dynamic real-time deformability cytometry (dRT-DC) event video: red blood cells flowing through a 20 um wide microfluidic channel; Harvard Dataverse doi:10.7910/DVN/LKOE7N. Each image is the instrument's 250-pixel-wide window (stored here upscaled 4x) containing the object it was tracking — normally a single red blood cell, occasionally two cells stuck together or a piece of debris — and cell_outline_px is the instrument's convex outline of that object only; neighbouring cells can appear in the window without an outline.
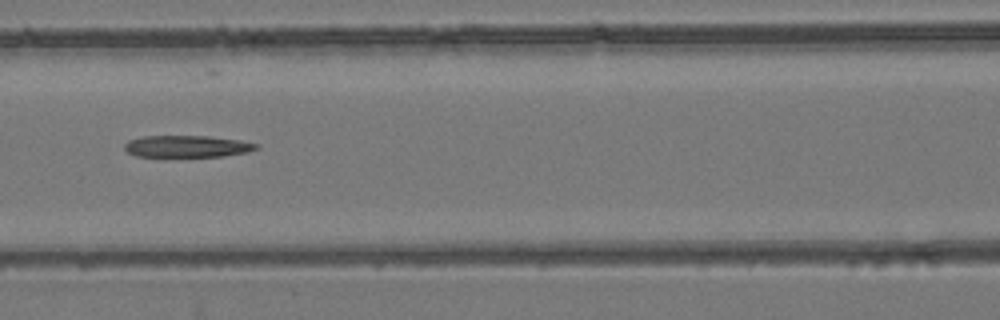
{"species": "common noctule bat (a hibernating species)", "species_latin": "Nyctalus noctula", "temperature_condition": "room temperature", "stored_images_in_passage": 6, "camera_frame_rate_fps": 3000, "um_per_image_px": 0.085, "animal": {"sex": "female", "body_mass_g": 24.6, "forearm_length_mm": 56.2}, "frame": {"image": 1, "passage_image": 6, "time_ms": 7.667, "image_size_px": [1000, 320], "cell_outline_px": [[260, 148], [248, 152], [224, 156], [136, 156], [128, 152], [124, 148], [124, 144], [128, 140], [144, 136], [208, 136], [240, 140], [260, 144]], "centroid_in_image_um": [15.94, 12.43], "position_along_channel_um": 150.7, "area_um2": 16.76}}